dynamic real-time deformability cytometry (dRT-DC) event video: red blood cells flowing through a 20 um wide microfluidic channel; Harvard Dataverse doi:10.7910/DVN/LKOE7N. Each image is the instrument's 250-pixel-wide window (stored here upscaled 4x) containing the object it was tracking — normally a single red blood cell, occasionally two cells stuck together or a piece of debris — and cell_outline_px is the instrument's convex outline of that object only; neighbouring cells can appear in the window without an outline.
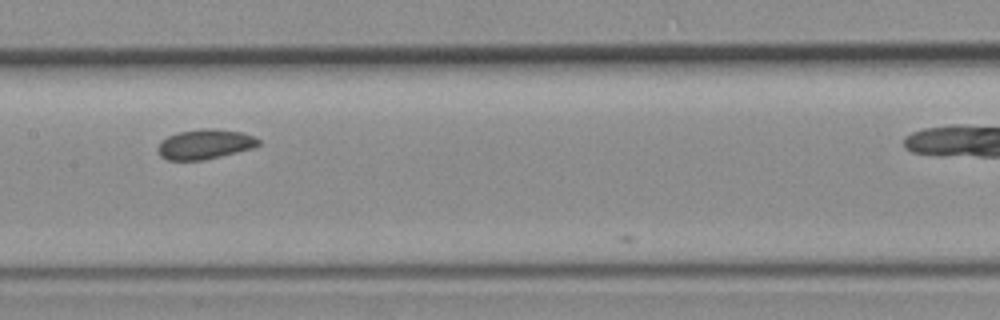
{"species": "common noctule bat (a hibernating species)", "species_latin": "Nyctalus noctula", "temperature_condition": "room temperature", "stored_images_in_passage": 7, "camera_frame_rate_fps": 3000, "um_per_image_px": 0.085, "animal": {"sex": "female", "body_mass_g": 19.3, "forearm_length_mm": 54.1}, "frame": {"image": 1, "passage_image": 6, "time_ms": 1.667, "image_size_px": [1000, 320], "cell_outline_px": [[260, 144], [252, 148], [204, 160], [168, 160], [160, 156], [160, 140], [168, 136], [180, 132], [204, 128], [212, 128], [240, 132], [252, 136], [260, 140]], "centroid_in_image_um": [17.42, 12.26], "position_along_channel_um": 190.0, "area_um2": 17.17}}